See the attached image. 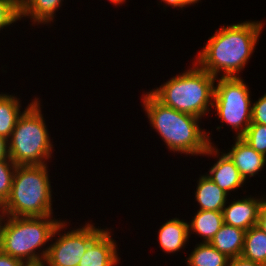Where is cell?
I'll list each match as a JSON object with an SVG mask.
<instances>
[{
    "instance_id": "cell-22",
    "label": "cell",
    "mask_w": 266,
    "mask_h": 266,
    "mask_svg": "<svg viewBox=\"0 0 266 266\" xmlns=\"http://www.w3.org/2000/svg\"><path fill=\"white\" fill-rule=\"evenodd\" d=\"M17 165L12 160H0V205L9 198Z\"/></svg>"
},
{
    "instance_id": "cell-23",
    "label": "cell",
    "mask_w": 266,
    "mask_h": 266,
    "mask_svg": "<svg viewBox=\"0 0 266 266\" xmlns=\"http://www.w3.org/2000/svg\"><path fill=\"white\" fill-rule=\"evenodd\" d=\"M21 19L20 0H0V31Z\"/></svg>"
},
{
    "instance_id": "cell-29",
    "label": "cell",
    "mask_w": 266,
    "mask_h": 266,
    "mask_svg": "<svg viewBox=\"0 0 266 266\" xmlns=\"http://www.w3.org/2000/svg\"><path fill=\"white\" fill-rule=\"evenodd\" d=\"M0 160H11L8 148V139L0 136Z\"/></svg>"
},
{
    "instance_id": "cell-17",
    "label": "cell",
    "mask_w": 266,
    "mask_h": 266,
    "mask_svg": "<svg viewBox=\"0 0 266 266\" xmlns=\"http://www.w3.org/2000/svg\"><path fill=\"white\" fill-rule=\"evenodd\" d=\"M223 224L222 212L197 210L191 222H188L189 235L197 234L199 237H203V243H209Z\"/></svg>"
},
{
    "instance_id": "cell-6",
    "label": "cell",
    "mask_w": 266,
    "mask_h": 266,
    "mask_svg": "<svg viewBox=\"0 0 266 266\" xmlns=\"http://www.w3.org/2000/svg\"><path fill=\"white\" fill-rule=\"evenodd\" d=\"M38 99L28 103L8 139L10 159L16 165L47 164L52 157L54 145Z\"/></svg>"
},
{
    "instance_id": "cell-15",
    "label": "cell",
    "mask_w": 266,
    "mask_h": 266,
    "mask_svg": "<svg viewBox=\"0 0 266 266\" xmlns=\"http://www.w3.org/2000/svg\"><path fill=\"white\" fill-rule=\"evenodd\" d=\"M245 232L224 223L209 243L229 259L236 258L242 254Z\"/></svg>"
},
{
    "instance_id": "cell-1",
    "label": "cell",
    "mask_w": 266,
    "mask_h": 266,
    "mask_svg": "<svg viewBox=\"0 0 266 266\" xmlns=\"http://www.w3.org/2000/svg\"><path fill=\"white\" fill-rule=\"evenodd\" d=\"M261 21H243L220 27L198 53L194 61L200 68L218 78L240 77L249 62L262 33ZM248 61V62H247Z\"/></svg>"
},
{
    "instance_id": "cell-21",
    "label": "cell",
    "mask_w": 266,
    "mask_h": 266,
    "mask_svg": "<svg viewBox=\"0 0 266 266\" xmlns=\"http://www.w3.org/2000/svg\"><path fill=\"white\" fill-rule=\"evenodd\" d=\"M241 138L256 152L266 156V125L251 123Z\"/></svg>"
},
{
    "instance_id": "cell-26",
    "label": "cell",
    "mask_w": 266,
    "mask_h": 266,
    "mask_svg": "<svg viewBox=\"0 0 266 266\" xmlns=\"http://www.w3.org/2000/svg\"><path fill=\"white\" fill-rule=\"evenodd\" d=\"M0 266H27L21 260L13 258L12 256L0 250Z\"/></svg>"
},
{
    "instance_id": "cell-12",
    "label": "cell",
    "mask_w": 266,
    "mask_h": 266,
    "mask_svg": "<svg viewBox=\"0 0 266 266\" xmlns=\"http://www.w3.org/2000/svg\"><path fill=\"white\" fill-rule=\"evenodd\" d=\"M235 144L232 145L226 154L234 162L241 176L246 181L249 177H254L266 165V156L256 152L241 137L234 138Z\"/></svg>"
},
{
    "instance_id": "cell-7",
    "label": "cell",
    "mask_w": 266,
    "mask_h": 266,
    "mask_svg": "<svg viewBox=\"0 0 266 266\" xmlns=\"http://www.w3.org/2000/svg\"><path fill=\"white\" fill-rule=\"evenodd\" d=\"M213 109L221 119L234 130L235 137H242L251 124L252 102L248 85L241 77L216 78Z\"/></svg>"
},
{
    "instance_id": "cell-25",
    "label": "cell",
    "mask_w": 266,
    "mask_h": 266,
    "mask_svg": "<svg viewBox=\"0 0 266 266\" xmlns=\"http://www.w3.org/2000/svg\"><path fill=\"white\" fill-rule=\"evenodd\" d=\"M264 234H266V198L262 196V202L259 209V215L256 225Z\"/></svg>"
},
{
    "instance_id": "cell-9",
    "label": "cell",
    "mask_w": 266,
    "mask_h": 266,
    "mask_svg": "<svg viewBox=\"0 0 266 266\" xmlns=\"http://www.w3.org/2000/svg\"><path fill=\"white\" fill-rule=\"evenodd\" d=\"M212 144L206 152L205 155H212L218 158L216 163L209 169V174L206 175L226 194L229 195L230 191L237 190L244 186V178L241 176L240 172L236 168L234 162L228 157L224 152H219L218 148ZM221 153V155H220ZM217 156V157H216Z\"/></svg>"
},
{
    "instance_id": "cell-8",
    "label": "cell",
    "mask_w": 266,
    "mask_h": 266,
    "mask_svg": "<svg viewBox=\"0 0 266 266\" xmlns=\"http://www.w3.org/2000/svg\"><path fill=\"white\" fill-rule=\"evenodd\" d=\"M66 220L59 223L52 238L55 240L49 245L47 256L42 266H78L81 258L84 256L88 245L105 229L95 227L89 222L80 226V228L70 229L63 234L64 228L67 230ZM66 226V227H65ZM63 229V230H61ZM55 235L58 238H56ZM55 237V238H54Z\"/></svg>"
},
{
    "instance_id": "cell-3",
    "label": "cell",
    "mask_w": 266,
    "mask_h": 266,
    "mask_svg": "<svg viewBox=\"0 0 266 266\" xmlns=\"http://www.w3.org/2000/svg\"><path fill=\"white\" fill-rule=\"evenodd\" d=\"M5 221L2 226L0 250L21 260L27 266H42L49 245L46 248L42 247L51 240L56 227L63 220L55 219L53 216H6Z\"/></svg>"
},
{
    "instance_id": "cell-16",
    "label": "cell",
    "mask_w": 266,
    "mask_h": 266,
    "mask_svg": "<svg viewBox=\"0 0 266 266\" xmlns=\"http://www.w3.org/2000/svg\"><path fill=\"white\" fill-rule=\"evenodd\" d=\"M62 2L63 0H20L21 18L28 17L37 26L49 25L54 22L56 11L62 6Z\"/></svg>"
},
{
    "instance_id": "cell-28",
    "label": "cell",
    "mask_w": 266,
    "mask_h": 266,
    "mask_svg": "<svg viewBox=\"0 0 266 266\" xmlns=\"http://www.w3.org/2000/svg\"><path fill=\"white\" fill-rule=\"evenodd\" d=\"M228 266H263V265L250 261L248 259H245L242 256H238L236 258H230L228 262Z\"/></svg>"
},
{
    "instance_id": "cell-19",
    "label": "cell",
    "mask_w": 266,
    "mask_h": 266,
    "mask_svg": "<svg viewBox=\"0 0 266 266\" xmlns=\"http://www.w3.org/2000/svg\"><path fill=\"white\" fill-rule=\"evenodd\" d=\"M241 256L266 266V234L257 226H253L245 232Z\"/></svg>"
},
{
    "instance_id": "cell-24",
    "label": "cell",
    "mask_w": 266,
    "mask_h": 266,
    "mask_svg": "<svg viewBox=\"0 0 266 266\" xmlns=\"http://www.w3.org/2000/svg\"><path fill=\"white\" fill-rule=\"evenodd\" d=\"M251 123L266 125V93L252 103Z\"/></svg>"
},
{
    "instance_id": "cell-5",
    "label": "cell",
    "mask_w": 266,
    "mask_h": 266,
    "mask_svg": "<svg viewBox=\"0 0 266 266\" xmlns=\"http://www.w3.org/2000/svg\"><path fill=\"white\" fill-rule=\"evenodd\" d=\"M47 164L17 165L9 198L2 205L6 216H52V189Z\"/></svg>"
},
{
    "instance_id": "cell-10",
    "label": "cell",
    "mask_w": 266,
    "mask_h": 266,
    "mask_svg": "<svg viewBox=\"0 0 266 266\" xmlns=\"http://www.w3.org/2000/svg\"><path fill=\"white\" fill-rule=\"evenodd\" d=\"M109 229H104L87 247L78 266H115L120 261L117 242Z\"/></svg>"
},
{
    "instance_id": "cell-14",
    "label": "cell",
    "mask_w": 266,
    "mask_h": 266,
    "mask_svg": "<svg viewBox=\"0 0 266 266\" xmlns=\"http://www.w3.org/2000/svg\"><path fill=\"white\" fill-rule=\"evenodd\" d=\"M195 201L199 210L223 211L226 206L228 194L220 189L207 175H201L197 180Z\"/></svg>"
},
{
    "instance_id": "cell-11",
    "label": "cell",
    "mask_w": 266,
    "mask_h": 266,
    "mask_svg": "<svg viewBox=\"0 0 266 266\" xmlns=\"http://www.w3.org/2000/svg\"><path fill=\"white\" fill-rule=\"evenodd\" d=\"M233 199L223 208L224 223L247 231L257 225L262 198L248 197Z\"/></svg>"
},
{
    "instance_id": "cell-20",
    "label": "cell",
    "mask_w": 266,
    "mask_h": 266,
    "mask_svg": "<svg viewBox=\"0 0 266 266\" xmlns=\"http://www.w3.org/2000/svg\"><path fill=\"white\" fill-rule=\"evenodd\" d=\"M187 266H228L229 258L210 243L200 242L186 259Z\"/></svg>"
},
{
    "instance_id": "cell-30",
    "label": "cell",
    "mask_w": 266,
    "mask_h": 266,
    "mask_svg": "<svg viewBox=\"0 0 266 266\" xmlns=\"http://www.w3.org/2000/svg\"><path fill=\"white\" fill-rule=\"evenodd\" d=\"M5 218H6V214L4 210L2 209V206L0 205V240H1L2 226L4 224Z\"/></svg>"
},
{
    "instance_id": "cell-2",
    "label": "cell",
    "mask_w": 266,
    "mask_h": 266,
    "mask_svg": "<svg viewBox=\"0 0 266 266\" xmlns=\"http://www.w3.org/2000/svg\"><path fill=\"white\" fill-rule=\"evenodd\" d=\"M142 96L143 109L149 123L169 150L200 156L212 145L210 133L199 127L200 118L164 105L150 92Z\"/></svg>"
},
{
    "instance_id": "cell-18",
    "label": "cell",
    "mask_w": 266,
    "mask_h": 266,
    "mask_svg": "<svg viewBox=\"0 0 266 266\" xmlns=\"http://www.w3.org/2000/svg\"><path fill=\"white\" fill-rule=\"evenodd\" d=\"M14 95L0 93V136L9 139L21 113V100Z\"/></svg>"
},
{
    "instance_id": "cell-31",
    "label": "cell",
    "mask_w": 266,
    "mask_h": 266,
    "mask_svg": "<svg viewBox=\"0 0 266 266\" xmlns=\"http://www.w3.org/2000/svg\"><path fill=\"white\" fill-rule=\"evenodd\" d=\"M108 1H110V3H112V4H115V6H116V5L123 4V2H125L126 0H108Z\"/></svg>"
},
{
    "instance_id": "cell-27",
    "label": "cell",
    "mask_w": 266,
    "mask_h": 266,
    "mask_svg": "<svg viewBox=\"0 0 266 266\" xmlns=\"http://www.w3.org/2000/svg\"><path fill=\"white\" fill-rule=\"evenodd\" d=\"M162 1L166 4V6L168 5L177 9L179 7V9L181 8L183 10L184 8L196 4L201 0H161V2Z\"/></svg>"
},
{
    "instance_id": "cell-13",
    "label": "cell",
    "mask_w": 266,
    "mask_h": 266,
    "mask_svg": "<svg viewBox=\"0 0 266 266\" xmlns=\"http://www.w3.org/2000/svg\"><path fill=\"white\" fill-rule=\"evenodd\" d=\"M188 222L179 218L167 220L158 231V243L164 252L170 254L185 248L189 241Z\"/></svg>"
},
{
    "instance_id": "cell-4",
    "label": "cell",
    "mask_w": 266,
    "mask_h": 266,
    "mask_svg": "<svg viewBox=\"0 0 266 266\" xmlns=\"http://www.w3.org/2000/svg\"><path fill=\"white\" fill-rule=\"evenodd\" d=\"M192 63V68L149 92L164 105L202 119L213 109L216 77Z\"/></svg>"
}]
</instances>
